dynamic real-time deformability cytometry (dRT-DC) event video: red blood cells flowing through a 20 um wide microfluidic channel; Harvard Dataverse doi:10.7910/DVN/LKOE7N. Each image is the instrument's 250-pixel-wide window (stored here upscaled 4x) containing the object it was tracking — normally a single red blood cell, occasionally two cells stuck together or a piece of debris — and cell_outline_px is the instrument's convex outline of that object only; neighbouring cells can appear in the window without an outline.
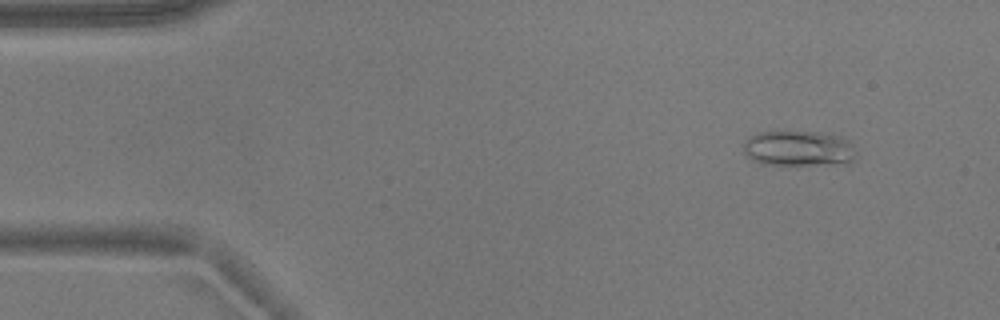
{"species": "common noctule bat (a hibernating species)", "species_latin": "Nyctalus noctula", "temperature_condition": "warm", "stored_images_in_passage": 54, "camera_frame_rate_fps": 3000, "um_per_image_px": 0.085, "animal": {"sex": "male", "body_mass_g": 17.9}, "frame": {"image": 1, "passage_image": 5, "time_ms": 1.333, "image_size_px": [1000, 320], "cell_outline_px": [[852, 160], [848, 164], [764, 164], [752, 160], [744, 152], [744, 140], [748, 136], [760, 132], [816, 132], [840, 136], [848, 140], [852, 144]], "centroid_in_image_um": [67.84, 12.61], "position_along_channel_um": 17.2, "area_um2": 22.95}}
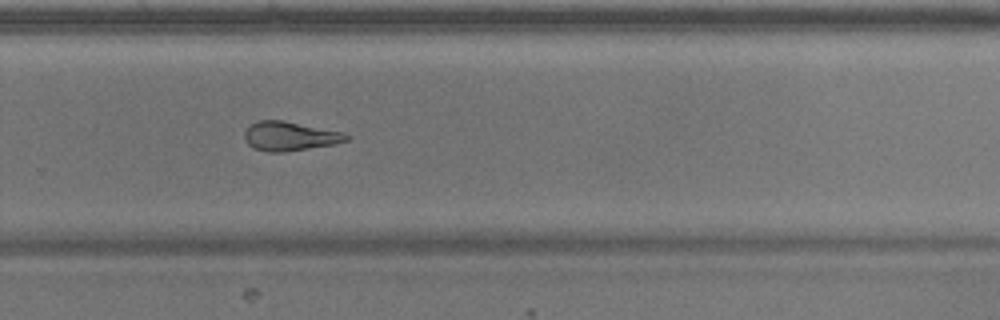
{"frame": {"image": 2, "passage_image": 35, "time_ms": 11.333, "image_size_px": [1000, 320], "cell_outline_px": [[352, 136], [348, 140], [336, 144], [284, 152], [268, 152], [256, 148], [248, 144], [244, 136], [244, 132], [252, 124], [260, 120], [280, 120], [344, 132]], "centroid_in_image_um": [24.68, 11.58], "position_along_channel_um": 305.1, "area_um2": 17.17}}
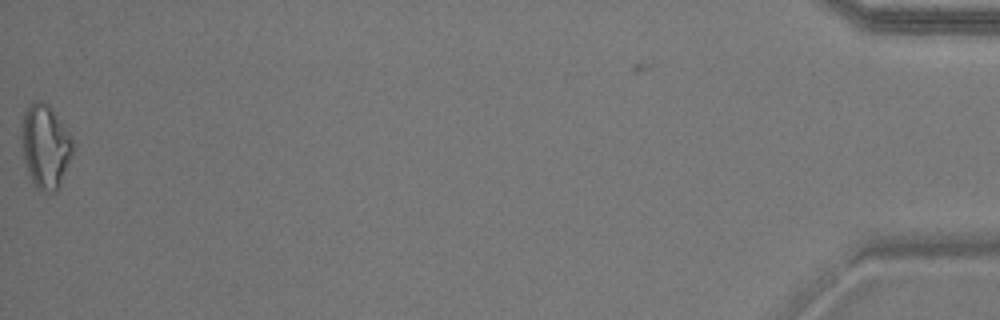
{"frame": {"image": 3, "passage_image": 53, "time_ms": 17.333, "image_size_px": [1000, 320], "cell_outline_px": [[72, 156], [60, 184], [56, 192], [44, 192], [36, 188], [28, 172], [24, 160], [20, 132], [24, 112], [28, 104], [32, 100], [40, 100], [48, 104], [72, 136]], "centroid_in_image_um": [3.84, 12.41], "position_along_channel_um": 431.4, "area_um2": 25.14}, "authors_computed_cell_mechanics": {"area_um2": 18.9584, "velocity_mm_per_s": 3.7733, "shape_relaxation_time_tau1_ms": null, "shape_relaxation_time_tau2_ms": 2.9319, "deformation_change_tau1": null, "deformation_change_tau2": 0.121}}